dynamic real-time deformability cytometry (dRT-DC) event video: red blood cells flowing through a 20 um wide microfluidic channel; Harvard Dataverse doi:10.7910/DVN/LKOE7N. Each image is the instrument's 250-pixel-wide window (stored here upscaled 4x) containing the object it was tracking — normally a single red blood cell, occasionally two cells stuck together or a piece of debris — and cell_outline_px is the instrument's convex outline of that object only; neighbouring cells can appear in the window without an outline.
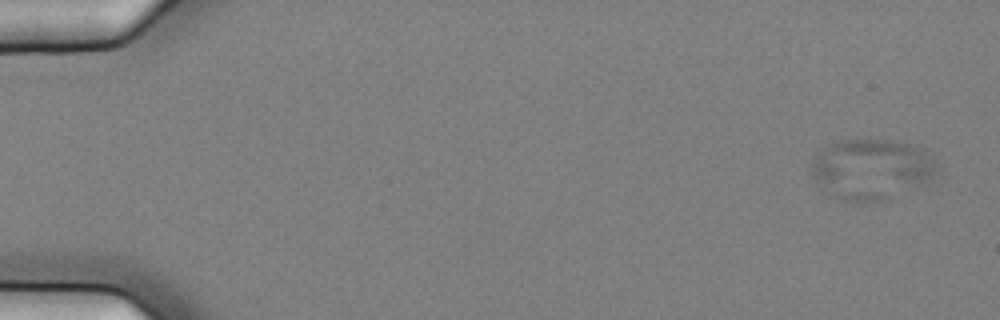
{"species": "common noctule bat (a hibernating species)", "species_latin": "Nyctalus noctula", "temperature_condition": "cold", "stored_images_in_passage": 5, "camera_frame_rate_fps": 3000, "um_per_image_px": 0.085, "animal": {"sex": "female", "body_mass_g": 25.1}, "frame": {"image": 1, "passage_image": 1, "time_ms": 0.0, "image_size_px": [1000, 320], "cell_outline_px": [[940, 168], [924, 184], [880, 200], [864, 204], [856, 204], [840, 200], [828, 196], [820, 192], [808, 168], [808, 164], [820, 148], [836, 140], [904, 140], [916, 144], [924, 148]], "centroid_in_image_um": [73.97, 14.38], "position_along_channel_um": 11.0, "area_um2": 45.89}}